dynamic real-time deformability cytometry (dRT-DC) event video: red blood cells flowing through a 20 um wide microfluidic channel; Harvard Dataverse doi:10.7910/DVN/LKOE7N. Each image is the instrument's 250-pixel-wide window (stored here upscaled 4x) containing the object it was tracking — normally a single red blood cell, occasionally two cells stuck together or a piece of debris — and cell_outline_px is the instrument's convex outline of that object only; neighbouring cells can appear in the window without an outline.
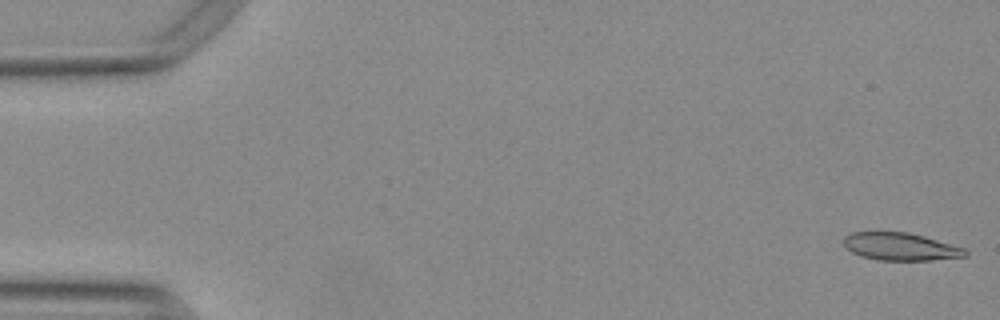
{"species": "Egyptian fruit bat (a non-hibernating species)", "species_latin": "Rousettus aegyptiacus", "temperature_condition": "warm", "stored_images_in_passage": 8, "camera_frame_rate_fps": 3000, "um_per_image_px": 0.085, "animal": {"sex": "female"}, "frame": {"image": 1, "passage_image": 1, "time_ms": 0.0, "image_size_px": [1000, 320], "cell_outline_px": [[968, 256], [932, 260], [876, 260], [860, 256], [844, 248], [844, 236], [852, 232], [908, 232], [924, 236], [964, 248], [968, 252]], "centroid_in_image_um": [76.52, 20.97], "position_along_channel_um": 8.5, "area_um2": 19.65}}